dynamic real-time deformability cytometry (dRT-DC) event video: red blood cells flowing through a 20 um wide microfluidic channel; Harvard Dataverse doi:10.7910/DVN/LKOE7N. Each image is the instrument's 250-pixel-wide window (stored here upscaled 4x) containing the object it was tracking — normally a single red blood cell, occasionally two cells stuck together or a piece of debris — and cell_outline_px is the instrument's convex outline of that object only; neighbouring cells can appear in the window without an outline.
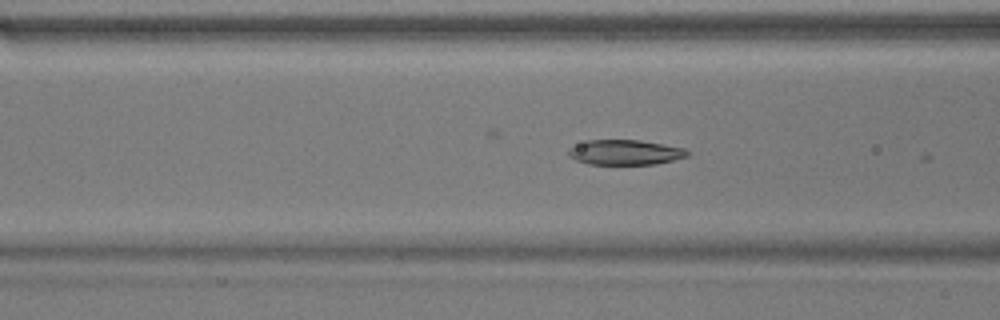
{"species": "common noctule bat (a hibernating species)", "species_latin": "Nyctalus noctula", "temperature_condition": "warm", "stored_images_in_passage": 35, "camera_frame_rate_fps": 3000, "um_per_image_px": 0.085, "animal": {"sex": "male", "body_mass_g": 17.9}, "frame": {"image": 1, "passage_image": 20, "time_ms": 6.333, "image_size_px": [1000, 320], "cell_outline_px": [[688, 156], [656, 164], [588, 164], [576, 160], [568, 156], [568, 148], [588, 140], [640, 140], [684, 148], [688, 152]], "centroid_in_image_um": [53.1, 12.95], "position_along_channel_um": 113.5, "area_um2": 17.22}}
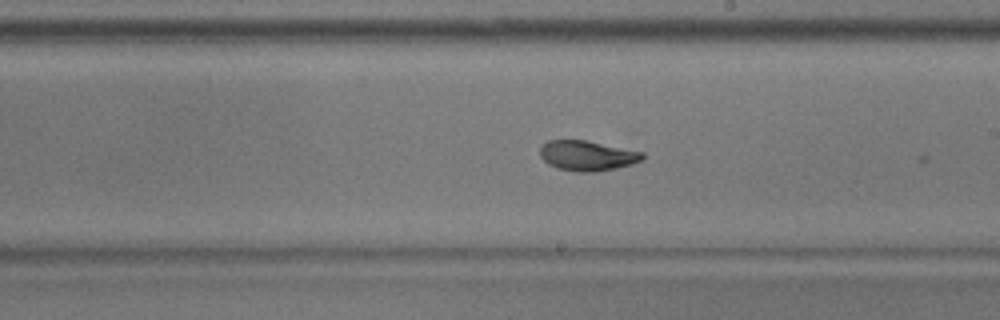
{"frame": {"image": 2, "passage_image": 30, "time_ms": 9.667, "image_size_px": [1000, 320], "cell_outline_px": [[644, 160], [632, 164], [616, 168], [596, 172], [576, 172], [556, 168], [548, 164], [540, 156], [540, 148], [548, 140], [584, 140], [644, 152]], "centroid_in_image_um": [49.93, 13.24], "position_along_channel_um": 239.1, "area_um2": 18.03}}
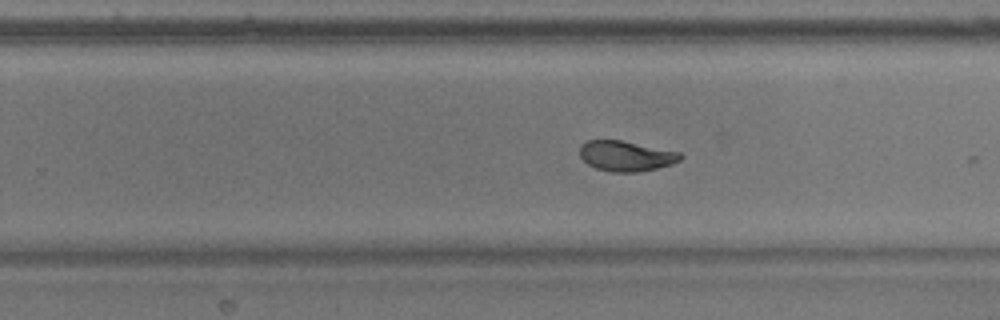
{"frame": {"image": 3, "passage_image": 33, "time_ms": 10.667, "image_size_px": [1000, 320], "cell_outline_px": [[684, 156], [680, 160], [672, 164], [656, 168], [636, 172], [612, 172], [596, 168], [588, 164], [580, 156], [580, 144], [588, 140], [620, 140], [680, 152]], "centroid_in_image_um": [53.21, 13.25], "position_along_channel_um": 276.6, "area_um2": 17.69}}